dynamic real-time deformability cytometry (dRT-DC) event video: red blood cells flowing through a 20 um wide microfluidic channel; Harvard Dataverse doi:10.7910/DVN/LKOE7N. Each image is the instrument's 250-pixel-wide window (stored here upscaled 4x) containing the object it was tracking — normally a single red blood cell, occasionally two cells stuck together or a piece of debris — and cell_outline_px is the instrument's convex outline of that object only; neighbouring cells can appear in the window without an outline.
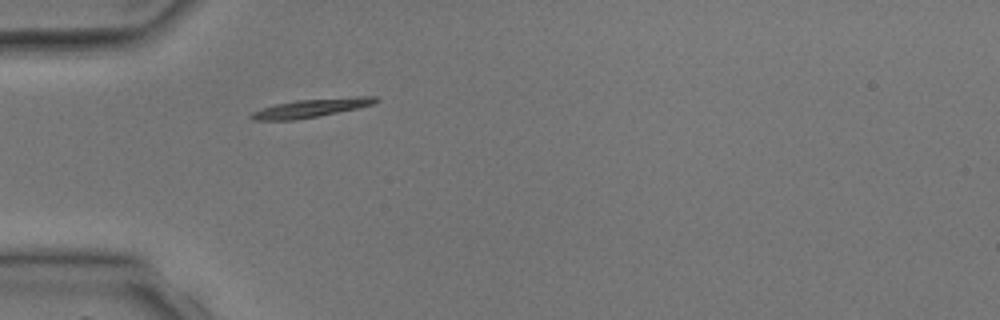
{"species": "common noctule bat (a hibernating species)", "species_latin": "Nyctalus noctula", "temperature_condition": "room temperature", "stored_images_in_passage": 5, "camera_frame_rate_fps": 3000, "um_per_image_px": 0.085, "animal": {"sex": "male", "body_mass_g": 17.9, "forearm_length_mm": 54.2}, "frame": {"image": 1, "passage_image": 5, "time_ms": 5.667, "image_size_px": [1000, 320], "cell_outline_px": [[380, 100], [372, 104], [356, 108], [296, 120], [252, 120], [248, 116], [252, 112], [260, 108], [276, 104], [296, 100], [352, 96], [376, 96]], "centroid_in_image_um": [26.41, 9.17], "position_along_channel_um": 58.6, "area_um2": 13.35}}